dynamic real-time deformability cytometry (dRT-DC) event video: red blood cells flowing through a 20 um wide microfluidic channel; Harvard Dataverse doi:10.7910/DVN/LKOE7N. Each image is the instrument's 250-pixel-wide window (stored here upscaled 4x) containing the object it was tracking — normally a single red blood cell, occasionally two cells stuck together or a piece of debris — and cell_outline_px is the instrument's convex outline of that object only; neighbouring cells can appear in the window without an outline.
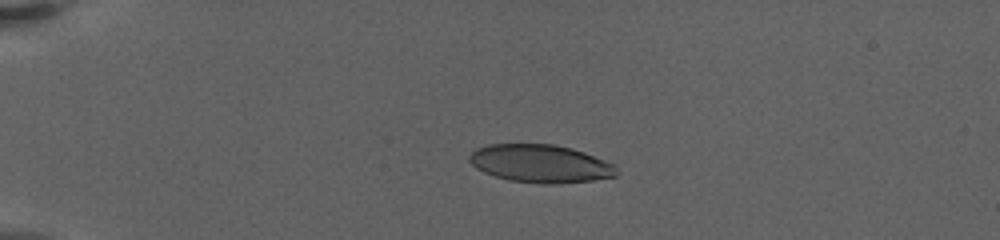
{"species": "human", "species_latin": "Homo sapiens", "temperature_condition": "warm", "stored_images_in_passage": 41, "camera_frame_rate_fps": 3000, "um_per_image_px": 0.085, "donor": {"sex": "female"}, "frame": {"image": 1, "passage_image": 1, "time_ms": 0.0, "image_size_px": [1000, 240], "cell_outline_px": [[616, 176], [592, 180], [556, 184], [544, 184], [508, 180], [484, 172], [476, 168], [468, 160], [468, 156], [476, 148], [488, 144], [556, 144], [572, 148], [584, 152], [616, 164]], "centroid_in_image_um": [45.93, 13.9], "position_along_channel_um": 39.1, "area_um2": 32.71}}
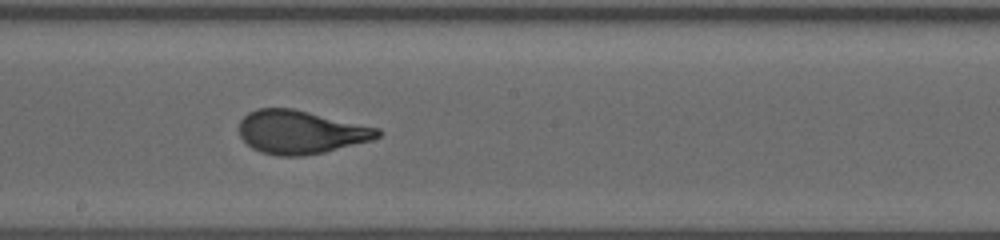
{"frame": {"image": 2, "passage_image": 17, "time_ms": 7.333, "image_size_px": [1000, 240], "cell_outline_px": [[384, 132], [380, 136], [372, 140], [324, 152], [300, 156], [276, 156], [260, 152], [252, 148], [240, 136], [240, 120], [248, 112], [256, 108], [292, 108], [380, 128]], "centroid_in_image_um": [25.56, 11.23], "position_along_channel_um": 222.6, "area_um2": 35.08}}
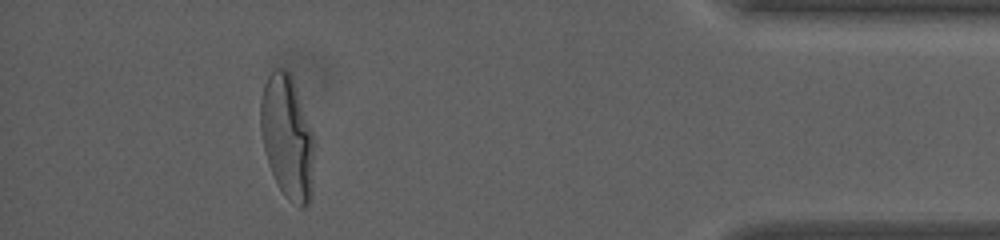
{"frame": {"image": 3, "passage_image": 36, "time_ms": 14.333, "image_size_px": [1000, 240], "cell_outline_px": [[316, 140], [312, 192], [308, 204], [304, 208], [300, 208], [288, 200], [284, 196], [268, 164], [264, 148], [260, 128], [260, 100], [264, 84], [272, 68], [288, 68], [292, 76]], "centroid_in_image_um": [24.45, 11.65], "position_along_channel_um": 410.8, "area_um2": 39.48}, "authors_computed_cell_mechanics": {"area_um2": 35.4314, "velocity_mm_per_s": 3.3128, "shape_relaxation_time_tau1_ms": 4.2799, "shape_relaxation_time_tau2_ms": null, "deformation_change_tau1": 0.231, "deformation_change_tau2": null}}